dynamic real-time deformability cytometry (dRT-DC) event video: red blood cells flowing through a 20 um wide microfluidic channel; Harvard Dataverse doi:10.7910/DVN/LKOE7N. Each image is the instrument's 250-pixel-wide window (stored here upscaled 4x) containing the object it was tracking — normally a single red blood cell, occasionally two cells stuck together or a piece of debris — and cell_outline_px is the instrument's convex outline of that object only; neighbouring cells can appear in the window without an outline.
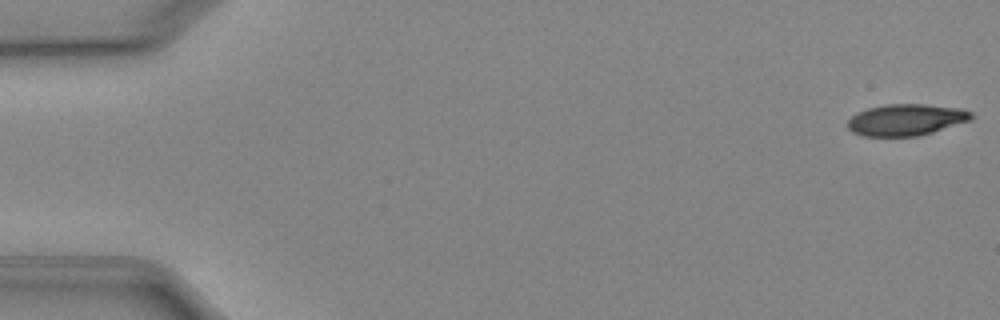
{"species": "Egyptian fruit bat (a non-hibernating species)", "species_latin": "Rousettus aegyptiacus", "temperature_condition": "cold", "stored_images_in_passage": 51, "camera_frame_rate_fps": 3000, "um_per_image_px": 0.085, "animal": {"sex": "female"}, "frame": {"image": 1, "passage_image": 1, "time_ms": 0.0, "image_size_px": [1000, 320], "cell_outline_px": [[972, 120], [932, 132], [916, 136], [864, 136], [852, 132], [848, 128], [848, 120], [856, 112], [868, 108], [888, 104], [924, 104], [960, 108], [972, 112]], "centroid_in_image_um": [77.01, 10.18], "position_along_channel_um": 8.0, "area_um2": 22.66}}
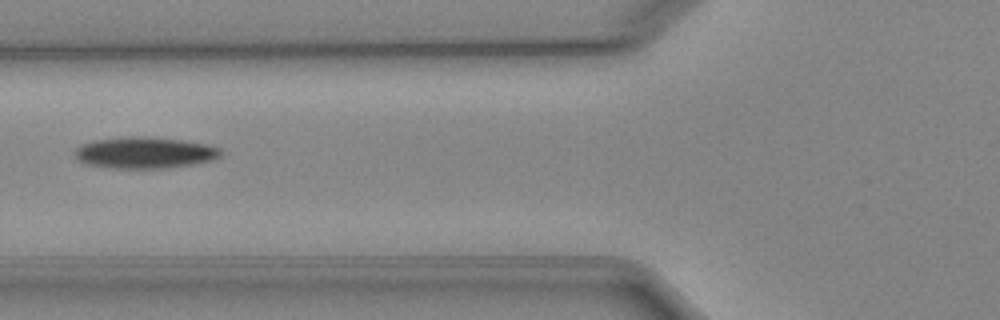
{"frame": {"image": 2, "passage_image": 20, "time_ms": 6.333, "image_size_px": [1000, 320], "cell_outline_px": [[220, 156], [212, 160], [192, 164], [164, 168], [112, 168], [88, 164], [80, 160], [72, 152], [80, 144], [92, 140], [124, 136], [144, 136], [184, 140], [204, 144], [220, 148]], "centroid_in_image_um": [12.25, 12.96], "position_along_channel_um": 113.6, "area_um2": 26.7}}
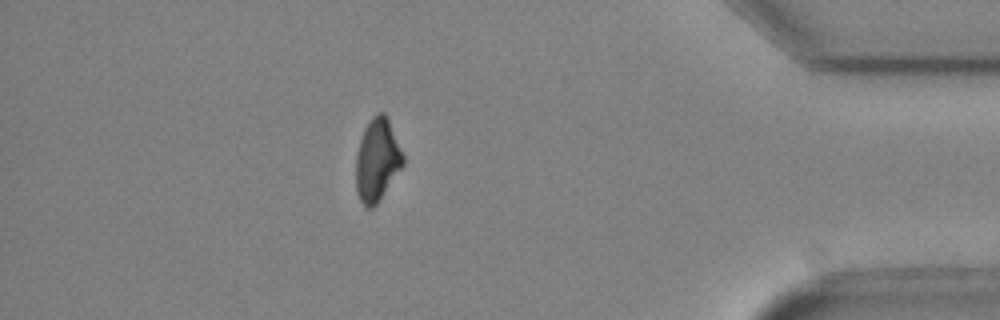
{"frame": {"image": 3, "passage_image": 45, "time_ms": 14.667, "image_size_px": [1000, 320], "cell_outline_px": [[404, 164], [376, 204], [372, 208], [368, 208], [360, 200], [356, 192], [356, 156], [360, 140], [364, 128], [372, 116], [380, 112], [384, 112], [388, 120], [404, 156]], "centroid_in_image_um": [32.04, 13.6], "position_along_channel_um": 403.2, "area_um2": 22.31}, "authors_computed_cell_mechanics": {"area_um2": 24.3338, "velocity_mm_per_s": 3.9603, "shape_relaxation_time_tau1_ms": 5.4018, "shape_relaxation_time_tau2_ms": null, "deformation_change_tau1": 0.1296, "deformation_change_tau2": null}}